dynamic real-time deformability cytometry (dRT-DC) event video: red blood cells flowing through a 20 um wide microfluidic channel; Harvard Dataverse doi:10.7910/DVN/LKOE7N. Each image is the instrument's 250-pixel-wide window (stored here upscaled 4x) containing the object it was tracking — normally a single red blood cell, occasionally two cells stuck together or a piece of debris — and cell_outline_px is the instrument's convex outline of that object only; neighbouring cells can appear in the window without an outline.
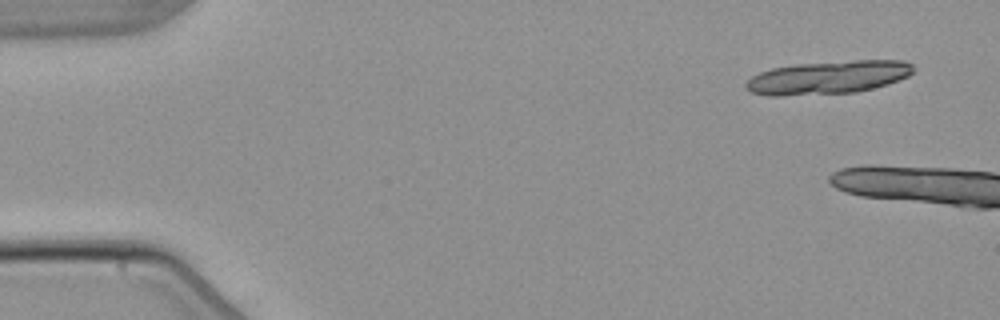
{"species": "common noctule bat (a hibernating species)", "species_latin": "Nyctalus noctula", "temperature_condition": "warm", "stored_images_in_passage": 2, "camera_frame_rate_fps": 3000, "um_per_image_px": 0.085, "animal": {"sex": "male", "body_mass_g": 21.5, "forearm_length_mm": 52.0}, "frame": {"image": 1, "passage_image": 1, "time_ms": 0.0, "image_size_px": [1000, 320], "cell_outline_px": [[912, 72], [908, 76], [888, 84], [856, 92], [780, 96], [768, 96], [752, 92], [744, 88], [744, 84], [752, 76], [760, 72], [772, 68], [796, 64], [856, 60], [904, 60], [912, 64]], "centroid_in_image_um": [70.36, 6.58], "position_along_channel_um": 14.6, "area_um2": 32.37}}